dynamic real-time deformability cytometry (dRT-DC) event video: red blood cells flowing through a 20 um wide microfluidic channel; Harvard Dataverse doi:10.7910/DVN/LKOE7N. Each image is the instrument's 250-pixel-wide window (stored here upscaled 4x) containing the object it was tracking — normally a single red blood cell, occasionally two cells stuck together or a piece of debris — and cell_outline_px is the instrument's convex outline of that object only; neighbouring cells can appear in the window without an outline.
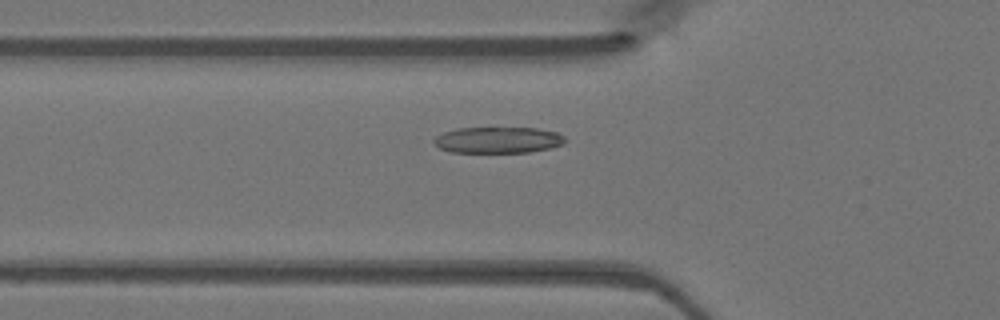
{"species": "Egyptian fruit bat (a non-hibernating species)", "species_latin": "Rousettus aegyptiacus", "temperature_condition": "warm", "stored_images_in_passage": 45, "camera_frame_rate_fps": 3000, "um_per_image_px": 0.085, "animal": {"sex": "female"}, "frame": {"image": 1, "passage_image": 14, "time_ms": 4.333, "image_size_px": [1000, 320], "cell_outline_px": [[568, 140], [564, 144], [548, 148], [528, 152], [452, 152], [440, 148], [432, 144], [432, 140], [436, 136], [444, 132], [460, 128], [536, 128], [556, 132], [564, 136]], "centroid_in_image_um": [42.33, 11.9], "position_along_channel_um": 83.5, "area_um2": 20.0}}
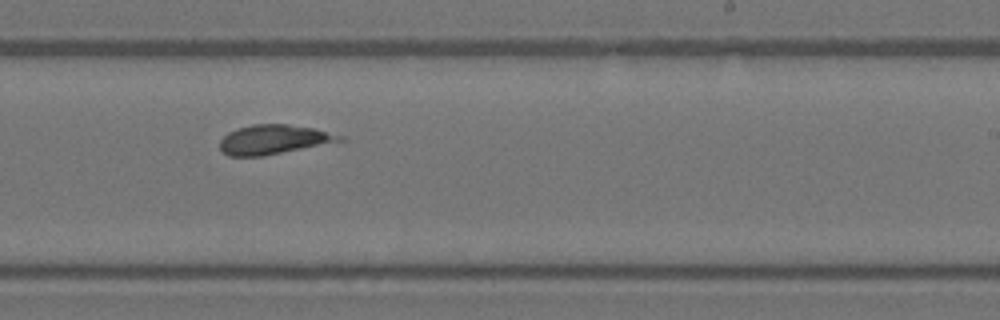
{"frame": {"image": 2, "passage_image": 27, "time_ms": 8.667, "image_size_px": [1000, 320], "cell_outline_px": [[344, 140], [264, 156], [228, 156], [220, 148], [220, 140], [228, 132], [236, 128], [252, 124], [288, 124], [312, 128], [344, 136]], "centroid_in_image_um": [23.22, 11.85], "position_along_channel_um": 265.8, "area_um2": 20.35}}
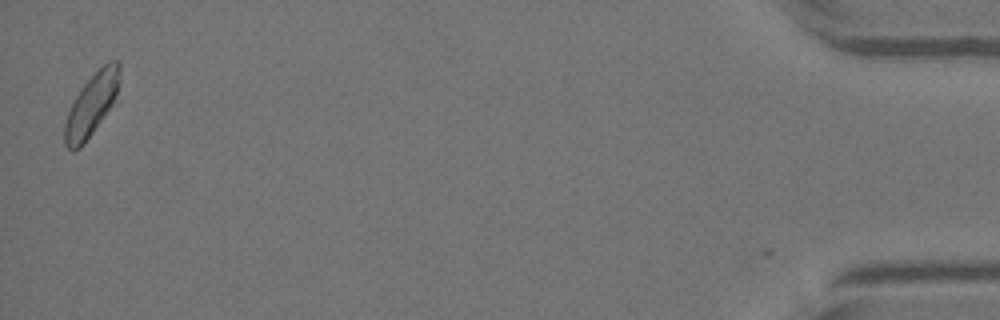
{"frame": {"image": 3, "passage_image": 45, "time_ms": 14.667, "image_size_px": [1000, 320], "cell_outline_px": [[120, 100], [84, 144], [80, 148], [72, 152], [64, 144], [64, 124], [68, 112], [76, 96], [84, 84], [108, 60], [116, 60], [120, 64]], "centroid_in_image_um": [7.87, 8.93], "position_along_channel_um": 427.3, "area_um2": 20.81}}